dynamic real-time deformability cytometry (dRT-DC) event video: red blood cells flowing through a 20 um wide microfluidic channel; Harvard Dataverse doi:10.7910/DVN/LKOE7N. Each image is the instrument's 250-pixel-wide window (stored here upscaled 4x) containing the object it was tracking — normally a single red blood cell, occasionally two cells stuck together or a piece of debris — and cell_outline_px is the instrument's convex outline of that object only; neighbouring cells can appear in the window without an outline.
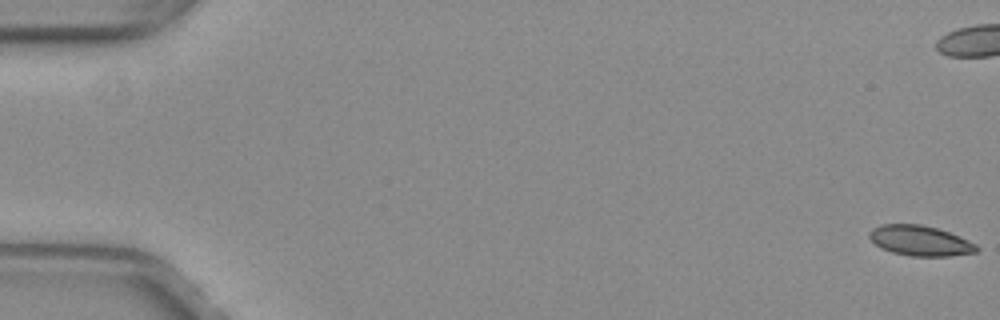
{"species": "common noctule bat (a hibernating species)", "species_latin": "Nyctalus noctula", "temperature_condition": "warm", "stored_images_in_passage": 54, "camera_frame_rate_fps": 3000, "um_per_image_px": 0.085, "animal": {"sex": "female", "body_mass_g": 29.2, "forearm_length_mm": 56.3}, "frame": {"image": 1, "passage_image": 1, "time_ms": 0.0, "image_size_px": [1000, 320], "cell_outline_px": [[980, 248], [976, 252], [948, 256], [912, 256], [892, 252], [880, 248], [868, 236], [868, 232], [872, 228], [880, 224], [920, 224], [936, 228], [948, 232], [968, 240], [976, 244]], "centroid_in_image_um": [78.18, 20.45], "position_along_channel_um": 6.8, "area_um2": 18.84}}